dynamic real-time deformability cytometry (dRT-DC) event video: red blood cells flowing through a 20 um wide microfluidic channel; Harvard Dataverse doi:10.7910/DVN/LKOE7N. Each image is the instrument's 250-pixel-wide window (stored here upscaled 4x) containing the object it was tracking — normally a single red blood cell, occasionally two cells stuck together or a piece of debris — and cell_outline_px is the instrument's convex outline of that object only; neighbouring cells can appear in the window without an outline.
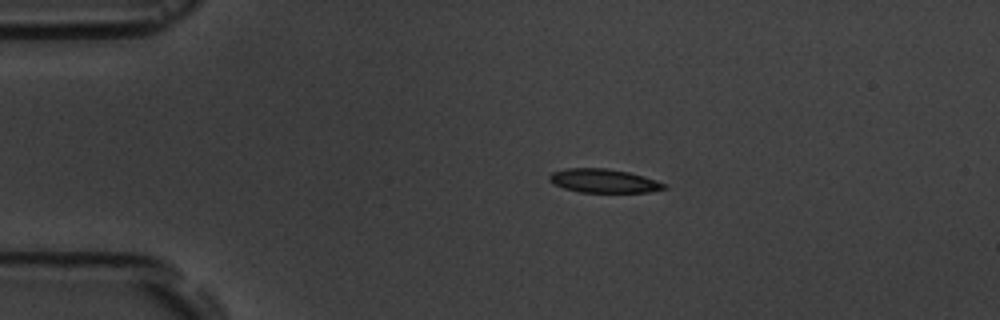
{"species": "common noctule bat (a hibernating species)", "species_latin": "Nyctalus noctula", "temperature_condition": "room temperature", "stored_images_in_passage": 15, "camera_frame_rate_fps": 3000, "um_per_image_px": 0.085, "animal": {"sex": "male", "body_mass_g": 19.5, "forearm_length_mm": 54.6}, "frame": {"image": 1, "passage_image": 2, "time_ms": 1.333, "image_size_px": [1000, 320], "cell_outline_px": [[668, 188], [648, 192], [580, 192], [564, 188], [552, 184], [548, 180], [548, 176], [552, 172], [568, 168], [604, 168], [628, 172], [644, 176], [656, 180], [664, 184]], "centroid_in_image_um": [51.28, 15.37], "position_along_channel_um": 33.7, "area_um2": 15.84}}
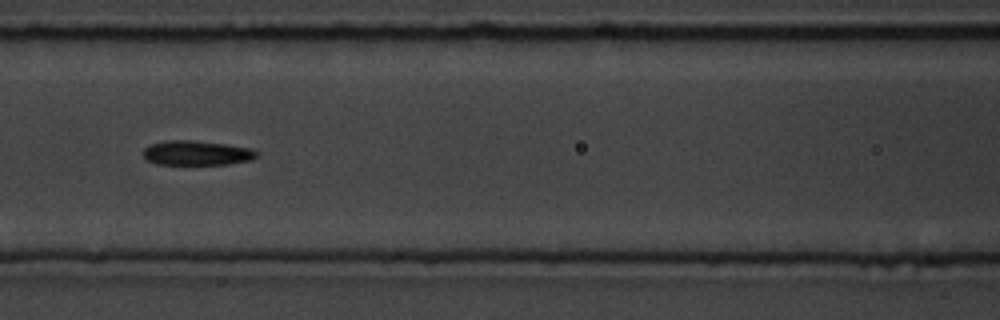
{"frame": {"image": 2, "passage_image": 6, "time_ms": 5.667, "image_size_px": [1000, 320], "cell_outline_px": [[260, 152], [252, 160], [228, 164], [156, 164], [148, 160], [144, 156], [144, 148], [148, 144], [164, 140], [192, 140], [224, 144], [252, 148]], "centroid_in_image_um": [16.73, 12.99], "position_along_channel_um": 149.9, "area_um2": 16.36}}
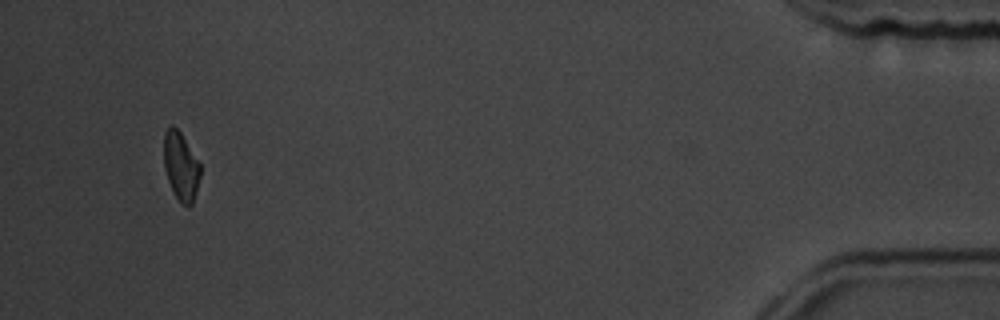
{"frame": {"image": 3, "passage_image": 14, "time_ms": 15.0, "image_size_px": [1000, 320], "cell_outline_px": [[200, 176], [196, 192], [192, 204], [184, 204], [176, 196], [168, 180], [164, 168], [164, 132], [172, 124], [180, 132], [200, 164]], "centroid_in_image_um": [15.36, 14.1], "position_along_channel_um": 419.8, "area_um2": 14.1}, "authors_computed_cell_mechanics": {"area_um2": 15.7794, "velocity_mm_per_s": 3.7184, "shape_relaxation_time_tau1_ms": 1.9513, "shape_relaxation_time_tau2_ms": null, "deformation_change_tau1": 0.1166, "deformation_change_tau2": null}}